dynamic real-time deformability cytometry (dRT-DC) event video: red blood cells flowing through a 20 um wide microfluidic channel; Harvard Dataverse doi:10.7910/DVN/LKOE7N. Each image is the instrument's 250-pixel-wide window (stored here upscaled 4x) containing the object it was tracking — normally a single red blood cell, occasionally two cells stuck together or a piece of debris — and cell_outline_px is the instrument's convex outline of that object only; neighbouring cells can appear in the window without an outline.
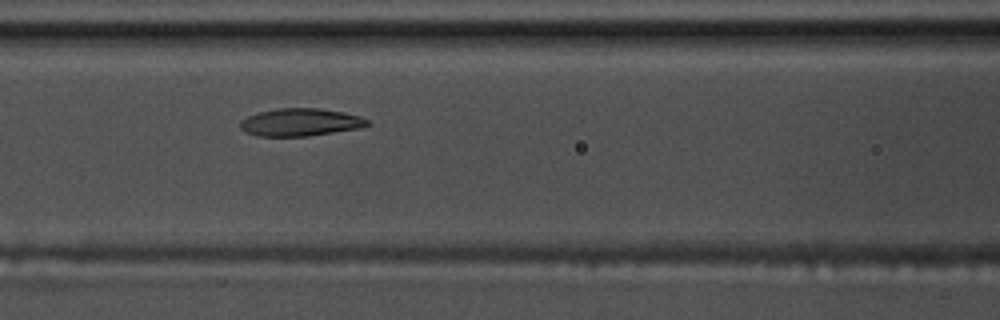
{"species": "common noctule bat (a hibernating species)", "species_latin": "Nyctalus noctula", "temperature_condition": "warm", "stored_images_in_passage": 6, "camera_frame_rate_fps": 3000, "um_per_image_px": 0.085, "animal": {"sex": "male", "body_mass_g": 17.5, "forearm_length_mm": 52.3}, "frame": {"image": 1, "passage_image": 6, "time_ms": 1.667, "image_size_px": [1000, 320], "cell_outline_px": [[372, 124], [360, 128], [308, 136], [256, 136], [240, 128], [240, 120], [248, 116], [260, 112], [280, 108], [320, 108], [344, 112], [360, 116], [368, 120]], "centroid_in_image_um": [25.56, 10.39], "position_along_channel_um": 141.0, "area_um2": 20.46}}